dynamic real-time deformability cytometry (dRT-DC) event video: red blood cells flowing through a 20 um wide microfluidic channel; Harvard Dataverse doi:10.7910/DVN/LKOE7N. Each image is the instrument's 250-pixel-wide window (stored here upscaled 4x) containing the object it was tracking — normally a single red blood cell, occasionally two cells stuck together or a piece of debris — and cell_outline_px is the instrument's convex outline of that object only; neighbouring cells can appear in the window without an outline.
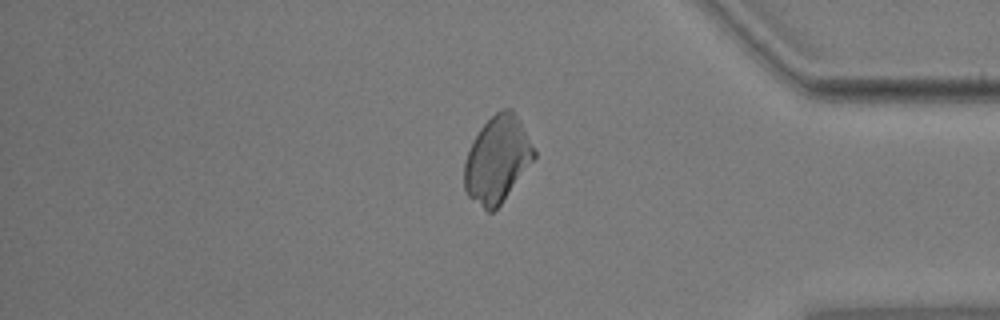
{"species": "common noctule bat (a hibernating species)", "species_latin": "Nyctalus noctula", "temperature_condition": "warm", "stored_images_in_passage": 44, "camera_frame_rate_fps": 3000, "um_per_image_px": 0.085, "animal": {"sex": "male", "body_mass_g": 17.9, "forearm_length_mm": 54.2}, "frame": {"image": 1, "passage_image": 36, "time_ms": 11.667, "image_size_px": [1000, 320], "cell_outline_px": [[536, 156], [500, 204], [492, 212], [488, 212], [468, 196], [464, 188], [464, 164], [472, 140], [480, 128], [496, 112], [504, 108], [512, 108], [520, 120], [536, 152]], "centroid_in_image_um": [42.25, 13.53], "position_along_channel_um": 392.9, "area_um2": 34.68}}
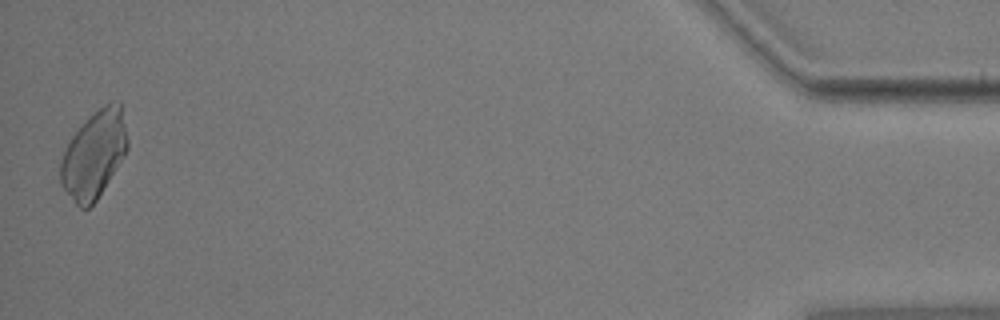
{"frame": {"image": 2, "passage_image": 44, "time_ms": 14.333, "image_size_px": [1000, 320], "cell_outline_px": [[128, 148], [124, 156], [96, 200], [88, 208], [80, 208], [76, 204], [60, 184], [60, 164], [64, 152], [72, 136], [104, 104], [112, 100], [120, 100], [128, 140]], "centroid_in_image_um": [8.01, 13.14], "position_along_channel_um": 427.2, "area_um2": 33.35}}